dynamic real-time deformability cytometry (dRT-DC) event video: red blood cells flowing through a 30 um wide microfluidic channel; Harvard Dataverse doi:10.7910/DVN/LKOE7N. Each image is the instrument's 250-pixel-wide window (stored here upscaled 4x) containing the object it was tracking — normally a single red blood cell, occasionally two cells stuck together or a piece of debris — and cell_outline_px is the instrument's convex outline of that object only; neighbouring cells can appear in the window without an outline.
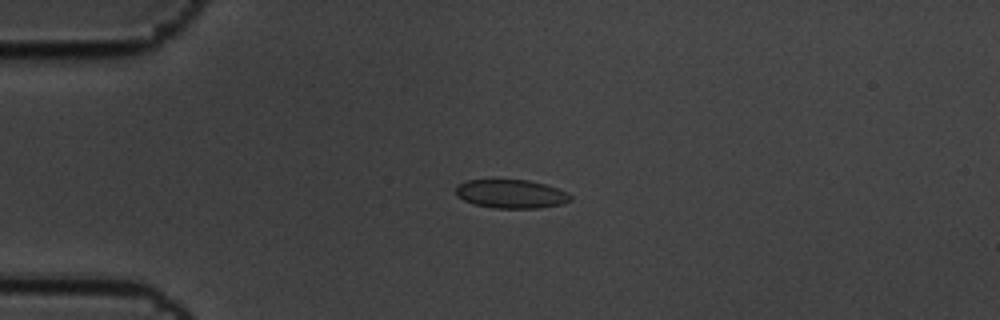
{"species": "common noctule bat (a hibernating species)", "species_latin": "Nyctalus noctula", "temperature_condition": "cold", "stored_images_in_passage": 6, "camera_frame_rate_fps": 3000, "um_per_image_px": 0.085, "animal": {"sex": "male", "body_mass_g": 19.5, "forearm_length_mm": 54.6}, "frame": {"image": 1, "passage_image": 4, "time_ms": 1.0, "image_size_px": [1000, 320], "cell_outline_px": [[572, 200], [564, 204], [536, 208], [492, 208], [472, 204], [456, 196], [456, 188], [460, 184], [468, 180], [528, 180], [544, 184], [568, 192], [572, 196]], "centroid_in_image_um": [43.46, 16.49], "position_along_channel_um": 41.5, "area_um2": 19.19}}
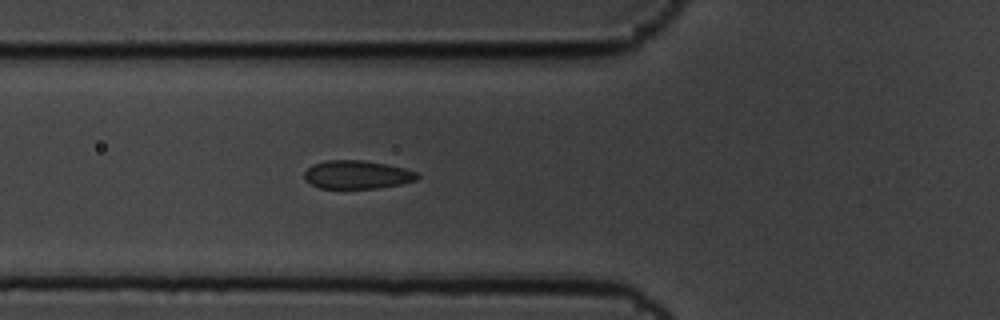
{"frame": {"image": 2, "passage_image": 6, "time_ms": 1.667, "image_size_px": [1000, 320], "cell_outline_px": [[420, 176], [416, 180], [400, 184], [380, 188], [320, 188], [304, 180], [304, 172], [312, 164], [328, 160], [360, 160], [388, 164], [404, 168], [416, 172]], "centroid_in_image_um": [30.34, 14.84], "position_along_channel_um": 95.5, "area_um2": 18.67}}